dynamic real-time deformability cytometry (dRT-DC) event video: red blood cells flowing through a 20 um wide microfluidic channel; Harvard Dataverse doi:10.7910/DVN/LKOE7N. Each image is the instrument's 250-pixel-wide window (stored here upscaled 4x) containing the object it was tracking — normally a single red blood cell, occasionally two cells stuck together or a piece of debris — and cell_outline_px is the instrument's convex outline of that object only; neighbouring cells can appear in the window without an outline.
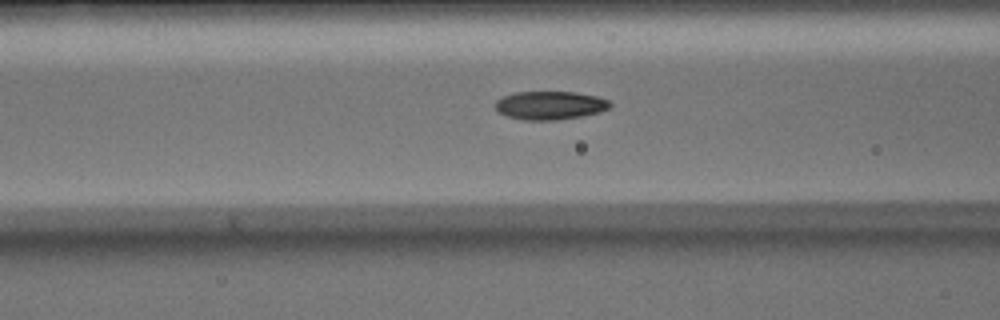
{"species": "Egyptian fruit bat (a non-hibernating species)", "species_latin": "Rousettus aegyptiacus", "temperature_condition": "warm", "stored_images_in_passage": 37, "camera_frame_rate_fps": 3000, "um_per_image_px": 0.085, "animal": {"sex": "male"}, "frame": {"image": 1, "passage_image": 7, "time_ms": 2.0, "image_size_px": [1000, 320], "cell_outline_px": [[612, 104], [608, 108], [600, 112], [580, 116], [556, 120], [524, 120], [508, 116], [500, 112], [492, 104], [496, 100], [504, 96], [516, 92], [576, 92], [600, 96], [608, 100]], "centroid_in_image_um": [46.76, 8.94], "position_along_channel_um": 119.8, "area_um2": 19.02}}
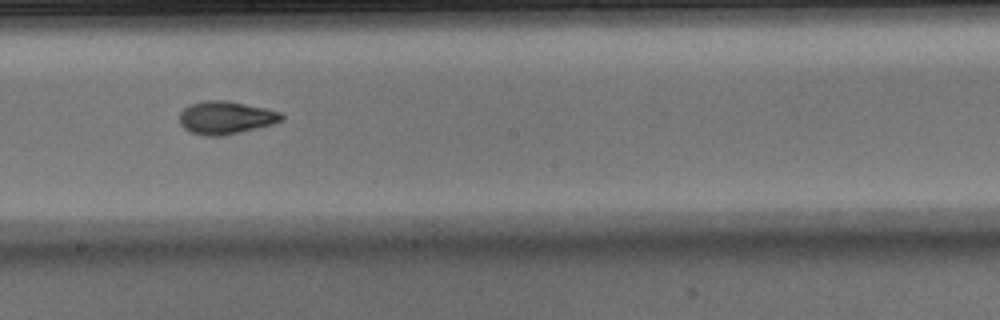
{"frame": {"image": 2, "passage_image": 15, "time_ms": 4.667, "image_size_px": [1000, 320], "cell_outline_px": [[284, 120], [272, 124], [224, 136], [204, 136], [192, 132], [184, 128], [180, 124], [180, 112], [184, 108], [192, 104], [204, 100], [224, 100], [264, 108], [280, 112], [284, 116]], "centroid_in_image_um": [19.18, 10.01], "position_along_channel_um": 229.0, "area_um2": 19.42}}
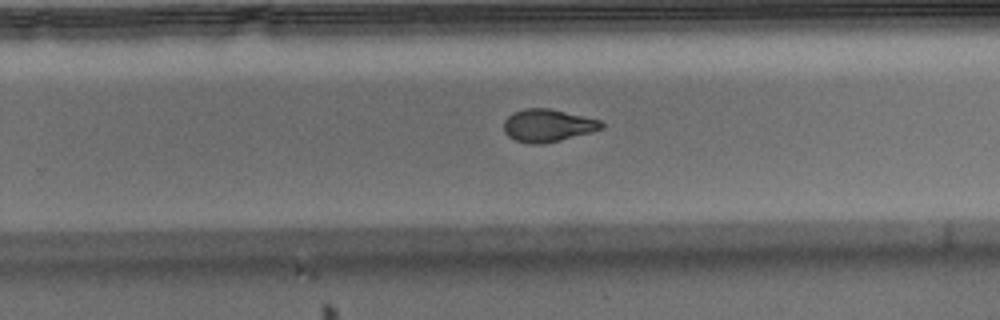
{"frame": {"image": 3, "passage_image": 19, "time_ms": 6.0, "image_size_px": [1000, 320], "cell_outline_px": [[604, 128], [592, 132], [544, 144], [528, 144], [516, 140], [508, 136], [504, 132], [504, 120], [512, 112], [524, 108], [548, 108], [600, 120], [604, 124]], "centroid_in_image_um": [46.54, 10.67], "position_along_channel_um": 283.3, "area_um2": 18.61}, "authors_computed_cell_mechanics": {"area_um2": 19.1318, "velocity_mm_per_s": 4.087, "shape_relaxation_time_tau1_ms": 8.7713, "shape_relaxation_time_tau2_ms": 2.0956, "deformation_change_tau1": 0.257, "deformation_change_tau2": 0.0796}}